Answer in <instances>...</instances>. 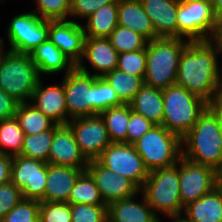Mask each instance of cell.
<instances>
[{"label": "cell", "instance_id": "cell-1", "mask_svg": "<svg viewBox=\"0 0 222 222\" xmlns=\"http://www.w3.org/2000/svg\"><path fill=\"white\" fill-rule=\"evenodd\" d=\"M218 48L210 41H190L181 53L176 85L208 104L221 99L217 83Z\"/></svg>", "mask_w": 222, "mask_h": 222}, {"label": "cell", "instance_id": "cell-2", "mask_svg": "<svg viewBox=\"0 0 222 222\" xmlns=\"http://www.w3.org/2000/svg\"><path fill=\"white\" fill-rule=\"evenodd\" d=\"M182 157L222 171V135L216 114L207 107L181 139Z\"/></svg>", "mask_w": 222, "mask_h": 222}, {"label": "cell", "instance_id": "cell-3", "mask_svg": "<svg viewBox=\"0 0 222 222\" xmlns=\"http://www.w3.org/2000/svg\"><path fill=\"white\" fill-rule=\"evenodd\" d=\"M189 42L186 38L166 37L149 41L144 84L160 90L175 85L180 56Z\"/></svg>", "mask_w": 222, "mask_h": 222}, {"label": "cell", "instance_id": "cell-4", "mask_svg": "<svg viewBox=\"0 0 222 222\" xmlns=\"http://www.w3.org/2000/svg\"><path fill=\"white\" fill-rule=\"evenodd\" d=\"M162 94V126L182 139L194 127L200 114L208 107V103L176 84L162 90Z\"/></svg>", "mask_w": 222, "mask_h": 222}, {"label": "cell", "instance_id": "cell-5", "mask_svg": "<svg viewBox=\"0 0 222 222\" xmlns=\"http://www.w3.org/2000/svg\"><path fill=\"white\" fill-rule=\"evenodd\" d=\"M40 76L30 54L6 50L0 59V88L19 104L30 102Z\"/></svg>", "mask_w": 222, "mask_h": 222}, {"label": "cell", "instance_id": "cell-6", "mask_svg": "<svg viewBox=\"0 0 222 222\" xmlns=\"http://www.w3.org/2000/svg\"><path fill=\"white\" fill-rule=\"evenodd\" d=\"M179 162L150 171L140 191L153 211L161 217L183 214L180 198ZM159 212V213H158Z\"/></svg>", "mask_w": 222, "mask_h": 222}, {"label": "cell", "instance_id": "cell-7", "mask_svg": "<svg viewBox=\"0 0 222 222\" xmlns=\"http://www.w3.org/2000/svg\"><path fill=\"white\" fill-rule=\"evenodd\" d=\"M133 145L149 172L173 166L182 157L181 139L162 125L153 126Z\"/></svg>", "mask_w": 222, "mask_h": 222}, {"label": "cell", "instance_id": "cell-8", "mask_svg": "<svg viewBox=\"0 0 222 222\" xmlns=\"http://www.w3.org/2000/svg\"><path fill=\"white\" fill-rule=\"evenodd\" d=\"M49 20L42 19L34 14L31 10L17 13L8 22L7 39L1 36L7 50L30 54L40 44L48 39ZM10 46V47H7Z\"/></svg>", "mask_w": 222, "mask_h": 222}, {"label": "cell", "instance_id": "cell-9", "mask_svg": "<svg viewBox=\"0 0 222 222\" xmlns=\"http://www.w3.org/2000/svg\"><path fill=\"white\" fill-rule=\"evenodd\" d=\"M177 22L178 38L207 41L214 34L217 19L210 4L199 0H180Z\"/></svg>", "mask_w": 222, "mask_h": 222}, {"label": "cell", "instance_id": "cell-10", "mask_svg": "<svg viewBox=\"0 0 222 222\" xmlns=\"http://www.w3.org/2000/svg\"><path fill=\"white\" fill-rule=\"evenodd\" d=\"M96 160L112 172L130 179L140 189L149 174L134 145L129 143H111Z\"/></svg>", "mask_w": 222, "mask_h": 222}, {"label": "cell", "instance_id": "cell-11", "mask_svg": "<svg viewBox=\"0 0 222 222\" xmlns=\"http://www.w3.org/2000/svg\"><path fill=\"white\" fill-rule=\"evenodd\" d=\"M179 183L181 204L185 208L218 186V172L214 168L181 157Z\"/></svg>", "mask_w": 222, "mask_h": 222}, {"label": "cell", "instance_id": "cell-12", "mask_svg": "<svg viewBox=\"0 0 222 222\" xmlns=\"http://www.w3.org/2000/svg\"><path fill=\"white\" fill-rule=\"evenodd\" d=\"M48 163L41 160L14 156L11 165V182L21 191L24 199L41 201L46 188Z\"/></svg>", "mask_w": 222, "mask_h": 222}, {"label": "cell", "instance_id": "cell-13", "mask_svg": "<svg viewBox=\"0 0 222 222\" xmlns=\"http://www.w3.org/2000/svg\"><path fill=\"white\" fill-rule=\"evenodd\" d=\"M84 157L96 160L111 144L104 121L99 114L71 119L67 123Z\"/></svg>", "mask_w": 222, "mask_h": 222}, {"label": "cell", "instance_id": "cell-14", "mask_svg": "<svg viewBox=\"0 0 222 222\" xmlns=\"http://www.w3.org/2000/svg\"><path fill=\"white\" fill-rule=\"evenodd\" d=\"M64 91L70 119L93 115L94 76L75 67L64 75Z\"/></svg>", "mask_w": 222, "mask_h": 222}, {"label": "cell", "instance_id": "cell-15", "mask_svg": "<svg viewBox=\"0 0 222 222\" xmlns=\"http://www.w3.org/2000/svg\"><path fill=\"white\" fill-rule=\"evenodd\" d=\"M86 171L94 179L105 205L132 197L140 188L130 179L112 172L97 160H90Z\"/></svg>", "mask_w": 222, "mask_h": 222}, {"label": "cell", "instance_id": "cell-16", "mask_svg": "<svg viewBox=\"0 0 222 222\" xmlns=\"http://www.w3.org/2000/svg\"><path fill=\"white\" fill-rule=\"evenodd\" d=\"M118 55L119 53L111 45L108 38L86 37L83 57L76 64V67L81 72L92 76L104 77L107 73L117 69Z\"/></svg>", "mask_w": 222, "mask_h": 222}, {"label": "cell", "instance_id": "cell-17", "mask_svg": "<svg viewBox=\"0 0 222 222\" xmlns=\"http://www.w3.org/2000/svg\"><path fill=\"white\" fill-rule=\"evenodd\" d=\"M42 77L32 93L30 103L53 120L57 125L67 124L71 119L66 107L64 76L58 83L46 85Z\"/></svg>", "mask_w": 222, "mask_h": 222}, {"label": "cell", "instance_id": "cell-18", "mask_svg": "<svg viewBox=\"0 0 222 222\" xmlns=\"http://www.w3.org/2000/svg\"><path fill=\"white\" fill-rule=\"evenodd\" d=\"M85 38L80 22L49 20L48 39L75 64L83 57Z\"/></svg>", "mask_w": 222, "mask_h": 222}, {"label": "cell", "instance_id": "cell-19", "mask_svg": "<svg viewBox=\"0 0 222 222\" xmlns=\"http://www.w3.org/2000/svg\"><path fill=\"white\" fill-rule=\"evenodd\" d=\"M88 162L81 153L70 126L56 124L49 150L48 164L86 169Z\"/></svg>", "mask_w": 222, "mask_h": 222}, {"label": "cell", "instance_id": "cell-20", "mask_svg": "<svg viewBox=\"0 0 222 222\" xmlns=\"http://www.w3.org/2000/svg\"><path fill=\"white\" fill-rule=\"evenodd\" d=\"M159 218L141 191L107 206L108 222H159Z\"/></svg>", "mask_w": 222, "mask_h": 222}, {"label": "cell", "instance_id": "cell-21", "mask_svg": "<svg viewBox=\"0 0 222 222\" xmlns=\"http://www.w3.org/2000/svg\"><path fill=\"white\" fill-rule=\"evenodd\" d=\"M158 37L178 38L177 13L180 0H140Z\"/></svg>", "mask_w": 222, "mask_h": 222}, {"label": "cell", "instance_id": "cell-22", "mask_svg": "<svg viewBox=\"0 0 222 222\" xmlns=\"http://www.w3.org/2000/svg\"><path fill=\"white\" fill-rule=\"evenodd\" d=\"M86 169L48 164L46 188L40 202H67L78 177Z\"/></svg>", "mask_w": 222, "mask_h": 222}, {"label": "cell", "instance_id": "cell-23", "mask_svg": "<svg viewBox=\"0 0 222 222\" xmlns=\"http://www.w3.org/2000/svg\"><path fill=\"white\" fill-rule=\"evenodd\" d=\"M30 56L41 77L55 74L59 76L60 73L64 76L76 67V64L49 39L34 49Z\"/></svg>", "mask_w": 222, "mask_h": 222}, {"label": "cell", "instance_id": "cell-24", "mask_svg": "<svg viewBox=\"0 0 222 222\" xmlns=\"http://www.w3.org/2000/svg\"><path fill=\"white\" fill-rule=\"evenodd\" d=\"M118 25L129 28L148 42L157 38L152 22L140 0H118Z\"/></svg>", "mask_w": 222, "mask_h": 222}, {"label": "cell", "instance_id": "cell-25", "mask_svg": "<svg viewBox=\"0 0 222 222\" xmlns=\"http://www.w3.org/2000/svg\"><path fill=\"white\" fill-rule=\"evenodd\" d=\"M183 214L190 222H222V190L217 186L186 206Z\"/></svg>", "mask_w": 222, "mask_h": 222}, {"label": "cell", "instance_id": "cell-26", "mask_svg": "<svg viewBox=\"0 0 222 222\" xmlns=\"http://www.w3.org/2000/svg\"><path fill=\"white\" fill-rule=\"evenodd\" d=\"M129 106L132 111L143 115L155 125H162L164 114L162 90L144 84Z\"/></svg>", "mask_w": 222, "mask_h": 222}, {"label": "cell", "instance_id": "cell-27", "mask_svg": "<svg viewBox=\"0 0 222 222\" xmlns=\"http://www.w3.org/2000/svg\"><path fill=\"white\" fill-rule=\"evenodd\" d=\"M118 0L104 5L82 21L86 37L108 38L118 26Z\"/></svg>", "mask_w": 222, "mask_h": 222}, {"label": "cell", "instance_id": "cell-28", "mask_svg": "<svg viewBox=\"0 0 222 222\" xmlns=\"http://www.w3.org/2000/svg\"><path fill=\"white\" fill-rule=\"evenodd\" d=\"M14 117L17 119L24 135L45 132L56 125L53 120L30 102L19 104Z\"/></svg>", "mask_w": 222, "mask_h": 222}, {"label": "cell", "instance_id": "cell-29", "mask_svg": "<svg viewBox=\"0 0 222 222\" xmlns=\"http://www.w3.org/2000/svg\"><path fill=\"white\" fill-rule=\"evenodd\" d=\"M107 129L111 143H126L127 127L130 120L129 104L108 108L99 113Z\"/></svg>", "mask_w": 222, "mask_h": 222}, {"label": "cell", "instance_id": "cell-30", "mask_svg": "<svg viewBox=\"0 0 222 222\" xmlns=\"http://www.w3.org/2000/svg\"><path fill=\"white\" fill-rule=\"evenodd\" d=\"M103 78L115 90L123 104H129L144 85V77L130 75L118 69L107 73Z\"/></svg>", "mask_w": 222, "mask_h": 222}, {"label": "cell", "instance_id": "cell-31", "mask_svg": "<svg viewBox=\"0 0 222 222\" xmlns=\"http://www.w3.org/2000/svg\"><path fill=\"white\" fill-rule=\"evenodd\" d=\"M67 202L69 204L105 205L94 179L86 170L78 177Z\"/></svg>", "mask_w": 222, "mask_h": 222}, {"label": "cell", "instance_id": "cell-32", "mask_svg": "<svg viewBox=\"0 0 222 222\" xmlns=\"http://www.w3.org/2000/svg\"><path fill=\"white\" fill-rule=\"evenodd\" d=\"M24 132L15 117L0 121V152L18 156L22 150Z\"/></svg>", "mask_w": 222, "mask_h": 222}, {"label": "cell", "instance_id": "cell-33", "mask_svg": "<svg viewBox=\"0 0 222 222\" xmlns=\"http://www.w3.org/2000/svg\"><path fill=\"white\" fill-rule=\"evenodd\" d=\"M54 127L37 134L24 135L21 156L48 163L50 146L53 141Z\"/></svg>", "mask_w": 222, "mask_h": 222}, {"label": "cell", "instance_id": "cell-34", "mask_svg": "<svg viewBox=\"0 0 222 222\" xmlns=\"http://www.w3.org/2000/svg\"><path fill=\"white\" fill-rule=\"evenodd\" d=\"M108 39L118 53L146 49L148 41L137 32L118 25Z\"/></svg>", "mask_w": 222, "mask_h": 222}, {"label": "cell", "instance_id": "cell-35", "mask_svg": "<svg viewBox=\"0 0 222 222\" xmlns=\"http://www.w3.org/2000/svg\"><path fill=\"white\" fill-rule=\"evenodd\" d=\"M35 7L31 11L46 20H68L72 7V0H35Z\"/></svg>", "mask_w": 222, "mask_h": 222}, {"label": "cell", "instance_id": "cell-36", "mask_svg": "<svg viewBox=\"0 0 222 222\" xmlns=\"http://www.w3.org/2000/svg\"><path fill=\"white\" fill-rule=\"evenodd\" d=\"M122 104L111 85L103 77L94 76L93 115Z\"/></svg>", "mask_w": 222, "mask_h": 222}, {"label": "cell", "instance_id": "cell-37", "mask_svg": "<svg viewBox=\"0 0 222 222\" xmlns=\"http://www.w3.org/2000/svg\"><path fill=\"white\" fill-rule=\"evenodd\" d=\"M146 62V49L119 53L117 69L130 75L144 77Z\"/></svg>", "mask_w": 222, "mask_h": 222}, {"label": "cell", "instance_id": "cell-38", "mask_svg": "<svg viewBox=\"0 0 222 222\" xmlns=\"http://www.w3.org/2000/svg\"><path fill=\"white\" fill-rule=\"evenodd\" d=\"M40 201L22 199L0 222H39Z\"/></svg>", "mask_w": 222, "mask_h": 222}, {"label": "cell", "instance_id": "cell-39", "mask_svg": "<svg viewBox=\"0 0 222 222\" xmlns=\"http://www.w3.org/2000/svg\"><path fill=\"white\" fill-rule=\"evenodd\" d=\"M72 222H107V205L70 204Z\"/></svg>", "mask_w": 222, "mask_h": 222}, {"label": "cell", "instance_id": "cell-40", "mask_svg": "<svg viewBox=\"0 0 222 222\" xmlns=\"http://www.w3.org/2000/svg\"><path fill=\"white\" fill-rule=\"evenodd\" d=\"M39 222H72L68 202H40Z\"/></svg>", "mask_w": 222, "mask_h": 222}, {"label": "cell", "instance_id": "cell-41", "mask_svg": "<svg viewBox=\"0 0 222 222\" xmlns=\"http://www.w3.org/2000/svg\"><path fill=\"white\" fill-rule=\"evenodd\" d=\"M114 0H72L69 20L79 23L87 19L100 7L112 3Z\"/></svg>", "mask_w": 222, "mask_h": 222}, {"label": "cell", "instance_id": "cell-42", "mask_svg": "<svg viewBox=\"0 0 222 222\" xmlns=\"http://www.w3.org/2000/svg\"><path fill=\"white\" fill-rule=\"evenodd\" d=\"M153 126H155L154 123L143 115L135 113L130 107V120L127 127L126 143L133 145Z\"/></svg>", "mask_w": 222, "mask_h": 222}, {"label": "cell", "instance_id": "cell-43", "mask_svg": "<svg viewBox=\"0 0 222 222\" xmlns=\"http://www.w3.org/2000/svg\"><path fill=\"white\" fill-rule=\"evenodd\" d=\"M22 199V191L12 182L0 185V221Z\"/></svg>", "mask_w": 222, "mask_h": 222}, {"label": "cell", "instance_id": "cell-44", "mask_svg": "<svg viewBox=\"0 0 222 222\" xmlns=\"http://www.w3.org/2000/svg\"><path fill=\"white\" fill-rule=\"evenodd\" d=\"M19 103L0 88V121L15 116Z\"/></svg>", "mask_w": 222, "mask_h": 222}, {"label": "cell", "instance_id": "cell-45", "mask_svg": "<svg viewBox=\"0 0 222 222\" xmlns=\"http://www.w3.org/2000/svg\"><path fill=\"white\" fill-rule=\"evenodd\" d=\"M12 160V156L0 152V185L11 182Z\"/></svg>", "mask_w": 222, "mask_h": 222}, {"label": "cell", "instance_id": "cell-46", "mask_svg": "<svg viewBox=\"0 0 222 222\" xmlns=\"http://www.w3.org/2000/svg\"><path fill=\"white\" fill-rule=\"evenodd\" d=\"M210 41L218 48L222 49V18L217 19L214 34Z\"/></svg>", "mask_w": 222, "mask_h": 222}, {"label": "cell", "instance_id": "cell-47", "mask_svg": "<svg viewBox=\"0 0 222 222\" xmlns=\"http://www.w3.org/2000/svg\"><path fill=\"white\" fill-rule=\"evenodd\" d=\"M208 107L216 114L222 135V98L208 104Z\"/></svg>", "mask_w": 222, "mask_h": 222}, {"label": "cell", "instance_id": "cell-48", "mask_svg": "<svg viewBox=\"0 0 222 222\" xmlns=\"http://www.w3.org/2000/svg\"><path fill=\"white\" fill-rule=\"evenodd\" d=\"M221 58H222V49H218L217 83H218L220 97L222 98V62L220 63Z\"/></svg>", "mask_w": 222, "mask_h": 222}, {"label": "cell", "instance_id": "cell-49", "mask_svg": "<svg viewBox=\"0 0 222 222\" xmlns=\"http://www.w3.org/2000/svg\"><path fill=\"white\" fill-rule=\"evenodd\" d=\"M212 8L216 19L222 18V0H215Z\"/></svg>", "mask_w": 222, "mask_h": 222}, {"label": "cell", "instance_id": "cell-50", "mask_svg": "<svg viewBox=\"0 0 222 222\" xmlns=\"http://www.w3.org/2000/svg\"><path fill=\"white\" fill-rule=\"evenodd\" d=\"M165 217L166 218L168 217L170 219L169 222H190L184 214L168 215ZM161 219H162V216L159 218V222H163Z\"/></svg>", "mask_w": 222, "mask_h": 222}, {"label": "cell", "instance_id": "cell-51", "mask_svg": "<svg viewBox=\"0 0 222 222\" xmlns=\"http://www.w3.org/2000/svg\"><path fill=\"white\" fill-rule=\"evenodd\" d=\"M5 43L1 40V36H0V59L2 57V55L5 53V51L7 50V48L5 47Z\"/></svg>", "mask_w": 222, "mask_h": 222}, {"label": "cell", "instance_id": "cell-52", "mask_svg": "<svg viewBox=\"0 0 222 222\" xmlns=\"http://www.w3.org/2000/svg\"><path fill=\"white\" fill-rule=\"evenodd\" d=\"M218 187L222 190V171L218 172Z\"/></svg>", "mask_w": 222, "mask_h": 222}, {"label": "cell", "instance_id": "cell-53", "mask_svg": "<svg viewBox=\"0 0 222 222\" xmlns=\"http://www.w3.org/2000/svg\"><path fill=\"white\" fill-rule=\"evenodd\" d=\"M199 1H202V2H204V3H208V4H210L211 6H213V4H214V2H215V0H199Z\"/></svg>", "mask_w": 222, "mask_h": 222}]
</instances>
